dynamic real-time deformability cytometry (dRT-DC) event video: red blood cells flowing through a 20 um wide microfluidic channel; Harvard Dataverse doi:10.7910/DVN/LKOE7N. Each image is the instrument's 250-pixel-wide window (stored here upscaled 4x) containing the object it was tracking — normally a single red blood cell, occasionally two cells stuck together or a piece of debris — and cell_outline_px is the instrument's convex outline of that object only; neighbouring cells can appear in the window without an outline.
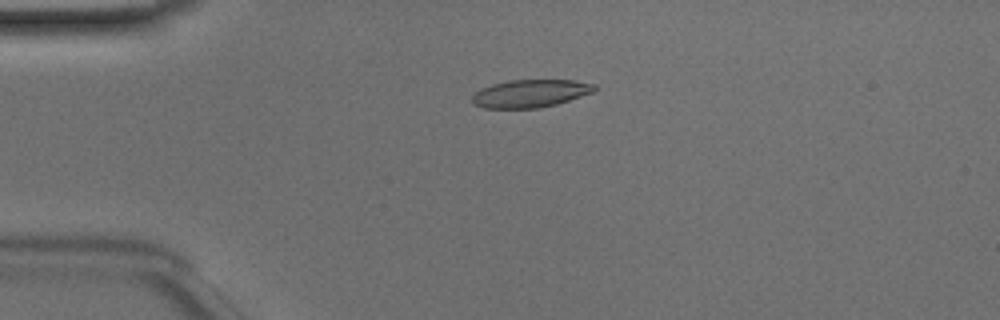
{"species": "Egyptian fruit bat (a non-hibernating species)", "species_latin": "Rousettus aegyptiacus", "temperature_condition": "room temperature", "stored_images_in_passage": 49, "camera_frame_rate_fps": 3000, "um_per_image_px": 0.085, "animal": {"sex": "male"}, "frame": {"image": 1, "passage_image": 12, "time_ms": 3.667, "image_size_px": [1000, 320], "cell_outline_px": [[596, 88], [592, 92], [556, 104], [536, 108], [484, 108], [476, 104], [472, 100], [472, 96], [480, 88], [492, 84], [512, 80], [576, 80], [596, 84]], "centroid_in_image_um": [45.08, 7.93], "position_along_channel_um": 39.9, "area_um2": 19.59}}
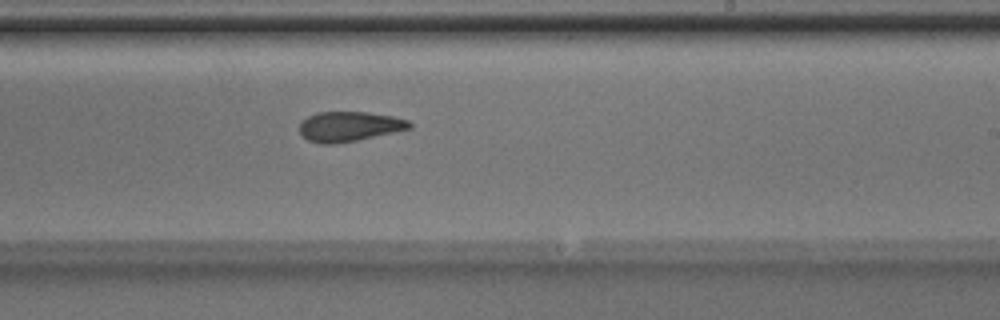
{"frame": {"image": 2, "passage_image": 30, "time_ms": 9.667, "image_size_px": [1000, 320], "cell_outline_px": [[412, 128], [356, 140], [336, 144], [320, 144], [308, 140], [300, 132], [300, 124], [308, 116], [316, 112], [368, 112], [392, 116], [408, 120], [412, 124]], "centroid_in_image_um": [29.68, 10.75], "position_along_channel_um": 259.3, "area_um2": 19.02}}
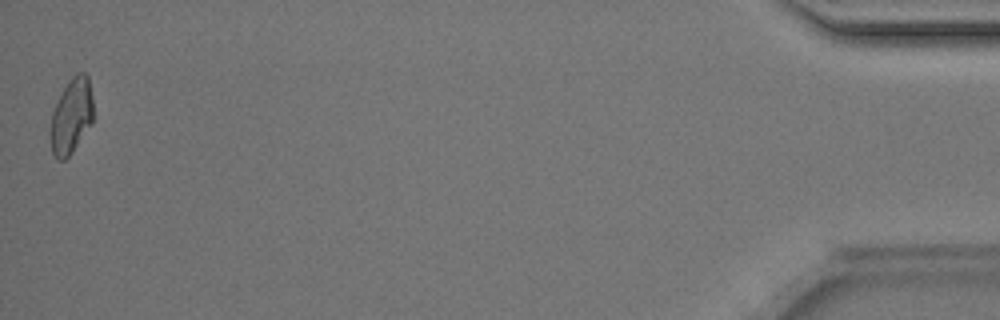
{"frame": {"image": 3, "passage_image": 49, "time_ms": 16.0, "image_size_px": [1000, 320], "cell_outline_px": [[92, 120], [72, 152], [64, 160], [60, 160], [52, 152], [48, 132], [52, 112], [64, 88], [72, 76], [76, 72], [84, 72], [88, 76], [92, 96]], "centroid_in_image_um": [6.03, 9.85], "position_along_channel_um": 429.2, "area_um2": 18.55}, "authors_computed_cell_mechanics": {"area_um2": 19.8254, "velocity_mm_per_s": 4.1561, "shape_relaxation_time_tau1_ms": 7.0861, "shape_relaxation_time_tau2_ms": 3.0982, "deformation_change_tau1": 0.1663, "deformation_change_tau2": 0.1035}}